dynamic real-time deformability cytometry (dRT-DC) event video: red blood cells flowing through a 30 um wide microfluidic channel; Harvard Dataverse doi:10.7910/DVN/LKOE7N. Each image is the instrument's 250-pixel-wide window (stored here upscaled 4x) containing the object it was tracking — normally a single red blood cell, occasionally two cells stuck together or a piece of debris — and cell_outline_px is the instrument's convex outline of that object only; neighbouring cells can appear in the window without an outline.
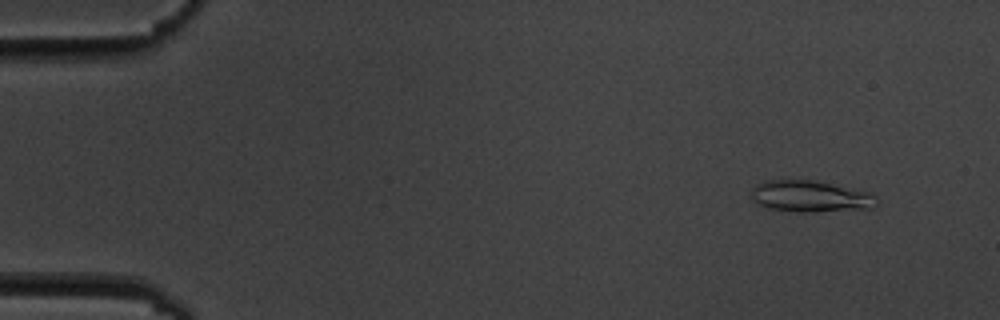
{"species": "common noctule bat (a hibernating species)", "species_latin": "Nyctalus noctula", "temperature_condition": "cold", "stored_images_in_passage": 15, "camera_frame_rate_fps": 3000, "um_per_image_px": 0.085, "animal": {"sex": "male", "body_mass_g": 19.5, "forearm_length_mm": 54.6}, "frame": {"image": 1, "passage_image": 2, "time_ms": 1.0, "image_size_px": [1000, 320], "cell_outline_px": [[880, 204], [872, 208], [812, 212], [800, 212], [768, 208], [756, 204], [752, 200], [752, 188], [756, 184], [764, 180], [812, 180], [872, 192], [876, 196]], "centroid_in_image_um": [68.91, 16.69], "position_along_channel_um": 16.1, "area_um2": 23.24}}
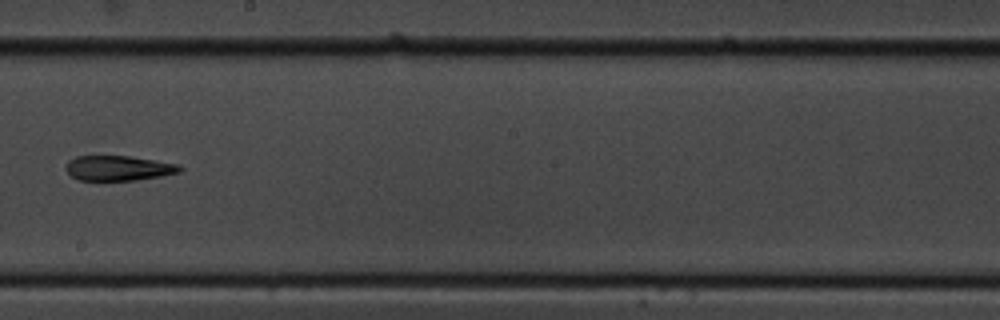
{"frame": {"image": 2, "passage_image": 9, "time_ms": 10.333, "image_size_px": [1000, 320], "cell_outline_px": [[184, 168], [180, 172], [160, 176], [136, 180], [80, 180], [72, 176], [64, 168], [68, 160], [76, 156], [128, 156], [176, 164]], "centroid_in_image_um": [10.03, 14.29], "position_along_channel_um": 238.2, "area_um2": 16.42}}
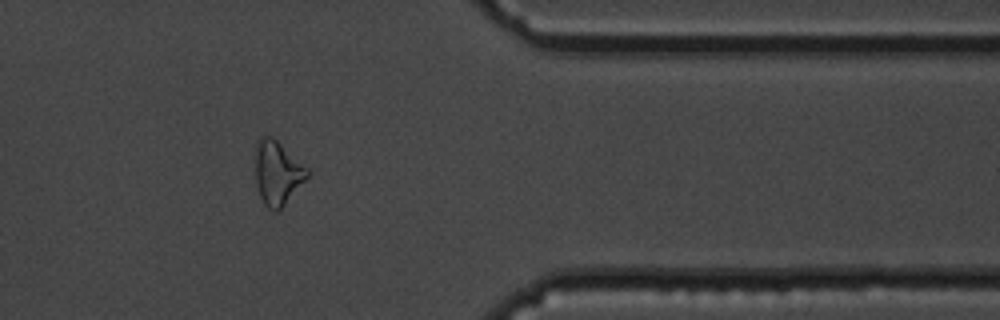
{"frame": {"image": 3, "passage_image": 13, "time_ms": 15.0, "image_size_px": [1000, 320], "cell_outline_px": [[308, 176], [284, 204], [276, 212], [268, 208], [264, 204], [260, 196], [256, 184], [256, 140], [260, 136], [272, 136], [308, 168]], "centroid_in_image_um": [23.55, 14.67], "position_along_channel_um": 387.8, "area_um2": 19.02}}